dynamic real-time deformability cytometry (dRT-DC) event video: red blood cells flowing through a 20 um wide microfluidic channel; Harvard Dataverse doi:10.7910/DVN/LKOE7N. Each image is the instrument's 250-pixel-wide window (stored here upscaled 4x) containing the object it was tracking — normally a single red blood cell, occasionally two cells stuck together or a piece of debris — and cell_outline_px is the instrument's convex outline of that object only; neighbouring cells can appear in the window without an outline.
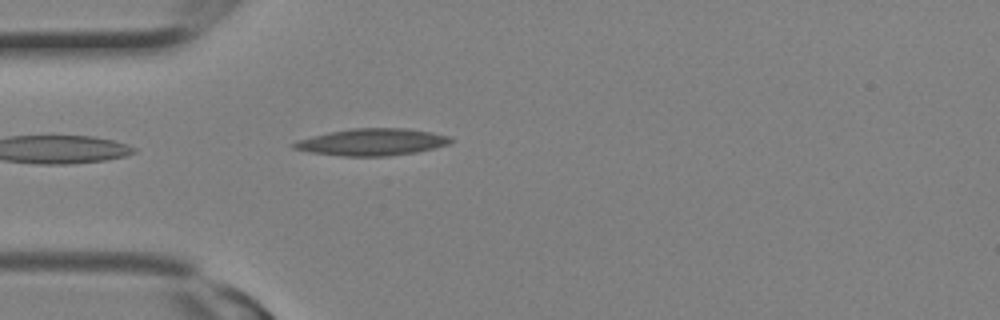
{"species": "Egyptian fruit bat (a non-hibernating species)", "species_latin": "Rousettus aegyptiacus", "temperature_condition": "room temperature", "stored_images_in_passage": 2, "camera_frame_rate_fps": 3000, "um_per_image_px": 0.085, "animal": {"sex": "female"}, "frame": {"image": 1, "passage_image": 2, "time_ms": 0.333, "image_size_px": [1000, 320], "cell_outline_px": [[452, 140], [448, 144], [436, 148], [416, 152], [388, 156], [344, 156], [308, 152], [292, 148], [292, 144], [296, 140], [328, 132], [352, 128], [408, 128], [432, 132], [452, 136]], "centroid_in_image_um": [31.63, 12.07], "position_along_channel_um": 53.4, "area_um2": 24.8}}